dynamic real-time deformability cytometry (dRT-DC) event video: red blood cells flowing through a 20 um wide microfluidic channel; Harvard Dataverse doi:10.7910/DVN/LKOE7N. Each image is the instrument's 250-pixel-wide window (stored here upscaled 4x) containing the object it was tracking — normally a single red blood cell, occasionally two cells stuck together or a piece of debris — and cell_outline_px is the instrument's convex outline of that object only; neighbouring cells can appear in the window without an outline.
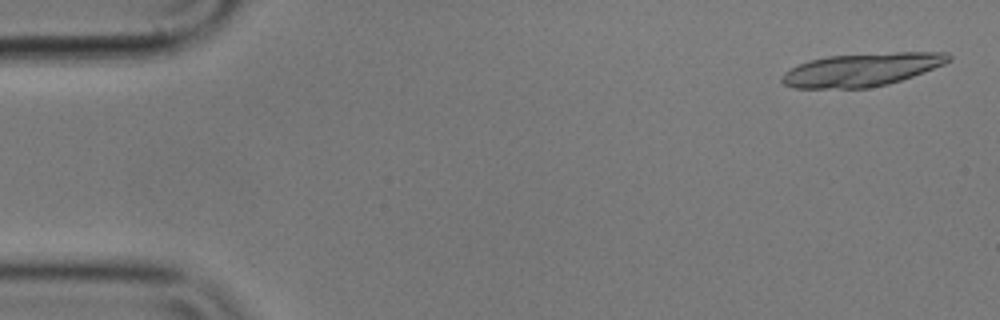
{"species": "common noctule bat (a hibernating species)", "species_latin": "Nyctalus noctula", "temperature_condition": "cold", "stored_images_in_passage": 18, "camera_frame_rate_fps": 3000, "um_per_image_px": 0.085, "animal": {"sex": "male", "body_mass_g": 17.9}, "frame": {"image": 1, "passage_image": 2, "time_ms": 0.333, "image_size_px": [1000, 320], "cell_outline_px": [[952, 60], [944, 64], [924, 72], [888, 84], [868, 88], [792, 88], [784, 84], [780, 80], [780, 76], [784, 72], [808, 60], [828, 56], [896, 52], [948, 52], [952, 56]], "centroid_in_image_um": [73.25, 5.92], "position_along_channel_um": 11.7, "area_um2": 32.19}}